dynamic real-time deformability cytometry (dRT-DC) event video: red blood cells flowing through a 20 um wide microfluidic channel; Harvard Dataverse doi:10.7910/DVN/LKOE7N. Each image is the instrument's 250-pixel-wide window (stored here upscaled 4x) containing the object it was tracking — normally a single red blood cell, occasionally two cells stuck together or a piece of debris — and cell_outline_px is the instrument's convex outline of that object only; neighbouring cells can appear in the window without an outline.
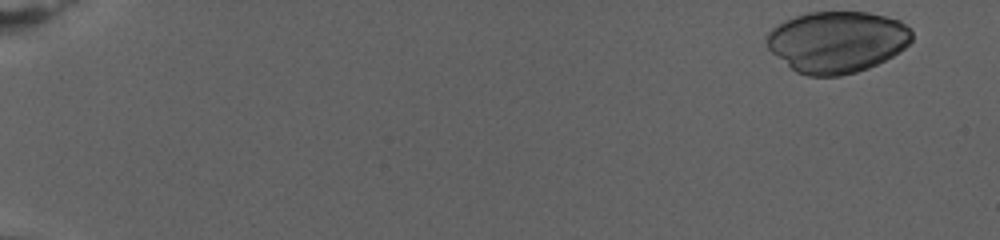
{"species": "human", "species_latin": "Homo sapiens", "temperature_condition": "warm", "stored_images_in_passage": 22, "camera_frame_rate_fps": 3000, "um_per_image_px": 0.085, "donor": {"sex": "female"}, "frame": {"image": 1, "passage_image": 1, "time_ms": 0.0, "image_size_px": [1000, 240], "cell_outline_px": [[912, 40], [900, 52], [868, 68], [856, 72], [840, 76], [808, 76], [796, 72], [772, 52], [764, 44], [764, 40], [768, 32], [772, 28], [784, 20], [808, 12], [868, 12], [900, 20], [912, 32]], "centroid_in_image_um": [71.12, 3.55], "position_along_channel_um": 13.9, "area_um2": 52.08}}